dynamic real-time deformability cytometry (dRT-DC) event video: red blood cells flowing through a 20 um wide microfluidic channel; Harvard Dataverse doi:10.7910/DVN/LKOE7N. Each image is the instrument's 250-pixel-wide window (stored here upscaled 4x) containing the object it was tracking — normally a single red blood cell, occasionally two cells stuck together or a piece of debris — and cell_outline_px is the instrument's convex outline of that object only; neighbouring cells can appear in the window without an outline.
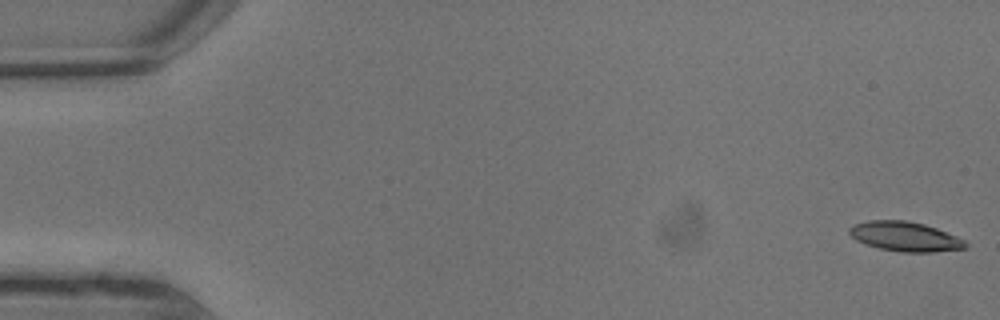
{"species": "common noctule bat (a hibernating species)", "species_latin": "Nyctalus noctula", "temperature_condition": "warm", "stored_images_in_passage": 7, "camera_frame_rate_fps": 3000, "um_per_image_px": 0.085, "animal": {"sex": "male", "body_mass_g": 13.3}, "frame": {"image": 1, "passage_image": 1, "time_ms": 0.0, "image_size_px": [1000, 320], "cell_outline_px": [[968, 248], [932, 252], [900, 252], [880, 248], [864, 244], [856, 240], [848, 232], [848, 228], [852, 224], [868, 220], [908, 220], [924, 224], [936, 228], [956, 236], [964, 240], [968, 244]], "centroid_in_image_um": [76.91, 20.1], "position_along_channel_um": 8.1, "area_um2": 20.17}}
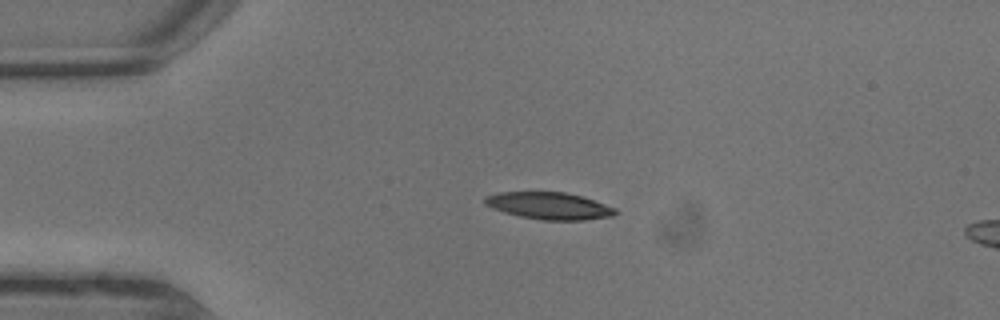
{"frame": {"image": 2, "passage_image": 5, "time_ms": 1.333, "image_size_px": [1000, 320], "cell_outline_px": [[616, 212], [612, 216], [584, 220], [540, 220], [520, 216], [504, 212], [492, 208], [484, 204], [484, 196], [496, 192], [564, 192], [580, 196], [616, 208]], "centroid_in_image_um": [46.62, 17.49], "position_along_channel_um": 38.4, "area_um2": 20.46}}